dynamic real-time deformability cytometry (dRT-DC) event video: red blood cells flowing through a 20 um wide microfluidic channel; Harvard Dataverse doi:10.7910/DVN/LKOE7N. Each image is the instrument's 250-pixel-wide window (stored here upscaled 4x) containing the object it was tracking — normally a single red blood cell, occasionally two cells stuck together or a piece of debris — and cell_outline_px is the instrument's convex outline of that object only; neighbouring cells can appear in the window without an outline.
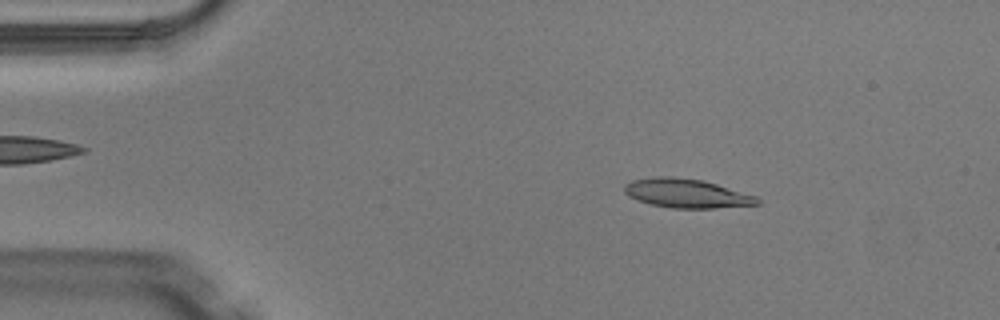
{"species": "Egyptian fruit bat (a non-hibernating species)", "species_latin": "Rousettus aegyptiacus", "temperature_condition": "warm", "stored_images_in_passage": 4, "camera_frame_rate_fps": 3000, "um_per_image_px": 0.085, "animal": {"sex": "male"}, "frame": {"image": 1, "passage_image": 1, "time_ms": 0.0, "image_size_px": [1000, 320], "cell_outline_px": [[760, 204], [716, 208], [672, 208], [652, 204], [636, 200], [628, 196], [624, 192], [624, 184], [632, 180], [656, 176], [672, 176], [704, 180], [756, 196], [760, 200]], "centroid_in_image_um": [58.34, 16.43], "position_along_channel_um": 26.7, "area_um2": 22.54}}
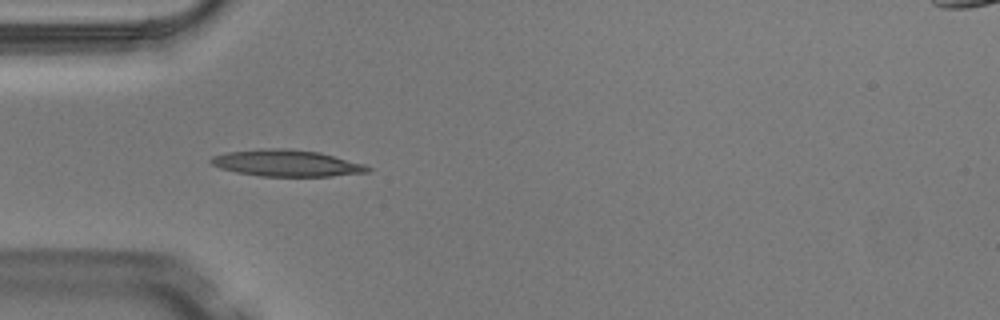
{"frame": {"image": 2, "passage_image": 3, "time_ms": 0.667, "image_size_px": [1000, 320], "cell_outline_px": [[372, 168], [368, 172], [332, 176], [260, 176], [236, 172], [220, 168], [212, 164], [208, 160], [212, 156], [228, 152], [260, 148], [288, 148], [320, 152], [364, 164]], "centroid_in_image_um": [24.35, 13.86], "position_along_channel_um": 60.7, "area_um2": 24.33}}